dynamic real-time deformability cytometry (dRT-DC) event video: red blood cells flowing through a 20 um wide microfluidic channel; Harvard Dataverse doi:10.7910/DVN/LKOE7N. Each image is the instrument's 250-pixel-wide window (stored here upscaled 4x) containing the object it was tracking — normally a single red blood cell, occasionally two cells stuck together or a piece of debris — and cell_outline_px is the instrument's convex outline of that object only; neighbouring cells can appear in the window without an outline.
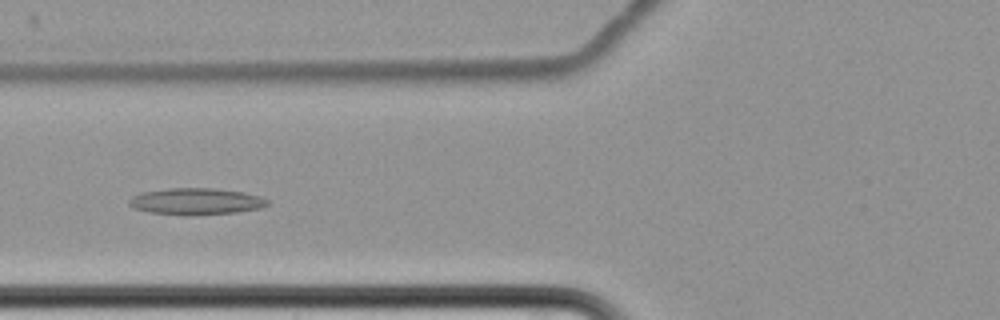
{"species": "common noctule bat (a hibernating species)", "species_latin": "Nyctalus noctula", "temperature_condition": "cold", "stored_images_in_passage": 15, "camera_frame_rate_fps": 3000, "um_per_image_px": 0.085, "animal": {"sex": "female", "body_mass_g": 22.7, "forearm_length_mm": 54.2}, "frame": {"image": 1, "passage_image": 6, "time_ms": 7.0, "image_size_px": [1000, 320], "cell_outline_px": [[268, 204], [260, 208], [236, 212], [192, 216], [188, 216], [152, 212], [132, 208], [128, 204], [128, 200], [132, 196], [140, 192], [168, 188], [216, 188], [244, 192], [260, 196], [268, 200]], "centroid_in_image_um": [16.63, 17.12], "position_along_channel_um": 109.2, "area_um2": 21.68}}
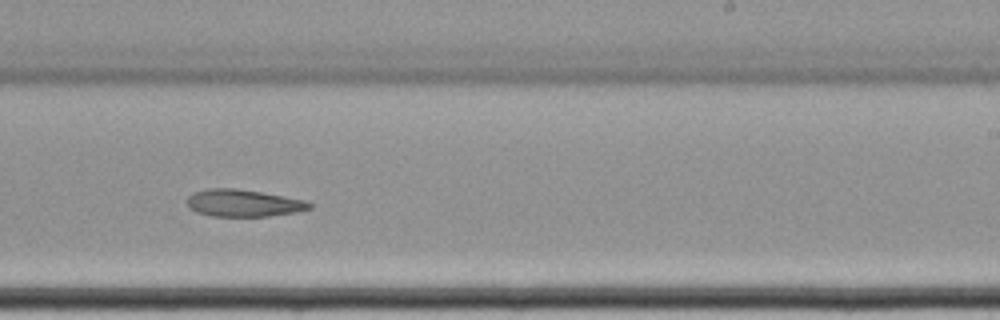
{"frame": {"image": 2, "passage_image": 10, "time_ms": 11.667, "image_size_px": [1000, 320], "cell_outline_px": [[312, 208], [296, 212], [268, 216], [212, 216], [196, 212], [188, 208], [188, 196], [192, 192], [208, 188], [236, 188], [260, 192], [304, 200], [312, 204]], "centroid_in_image_um": [20.65, 17.26], "position_along_channel_um": 268.4, "area_um2": 19.31}}
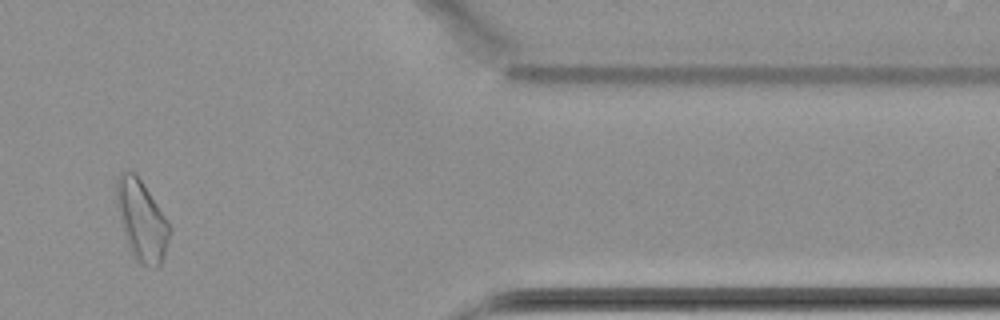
{"frame": {"image": 3, "passage_image": 13, "time_ms": 16.333, "image_size_px": [1000, 320], "cell_outline_px": [[172, 228], [160, 264], [140, 264], [132, 256], [120, 220], [116, 204], [116, 180], [120, 172], [132, 172], [140, 180]], "centroid_in_image_um": [12.01, 18.72], "position_along_channel_um": 399.4, "area_um2": 23.93}}